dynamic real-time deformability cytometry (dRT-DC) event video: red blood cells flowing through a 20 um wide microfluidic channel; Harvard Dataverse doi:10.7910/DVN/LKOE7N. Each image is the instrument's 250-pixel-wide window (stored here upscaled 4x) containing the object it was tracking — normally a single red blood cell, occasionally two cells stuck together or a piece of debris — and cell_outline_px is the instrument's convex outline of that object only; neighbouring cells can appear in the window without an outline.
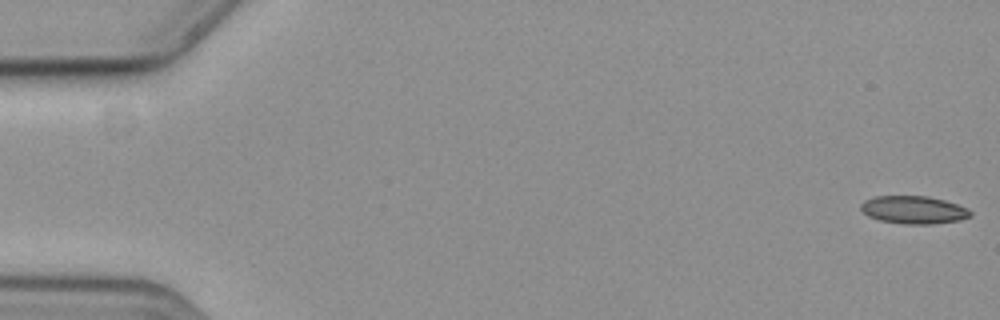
{"species": "common noctule bat (a hibernating species)", "species_latin": "Nyctalus noctula", "temperature_condition": "cold", "stored_images_in_passage": 4, "camera_frame_rate_fps": 3000, "um_per_image_px": 0.085, "animal": {"sex": "female", "body_mass_g": 19.3, "forearm_length_mm": 54.1}, "frame": {"image": 1, "passage_image": 1, "time_ms": 0.0, "image_size_px": [1000, 320], "cell_outline_px": [[972, 216], [960, 220], [932, 224], [904, 224], [880, 220], [868, 216], [860, 208], [860, 204], [864, 200], [876, 196], [928, 196], [944, 200], [956, 204], [972, 212]], "centroid_in_image_um": [77.64, 17.84], "position_along_channel_um": 7.4, "area_um2": 17.69}}